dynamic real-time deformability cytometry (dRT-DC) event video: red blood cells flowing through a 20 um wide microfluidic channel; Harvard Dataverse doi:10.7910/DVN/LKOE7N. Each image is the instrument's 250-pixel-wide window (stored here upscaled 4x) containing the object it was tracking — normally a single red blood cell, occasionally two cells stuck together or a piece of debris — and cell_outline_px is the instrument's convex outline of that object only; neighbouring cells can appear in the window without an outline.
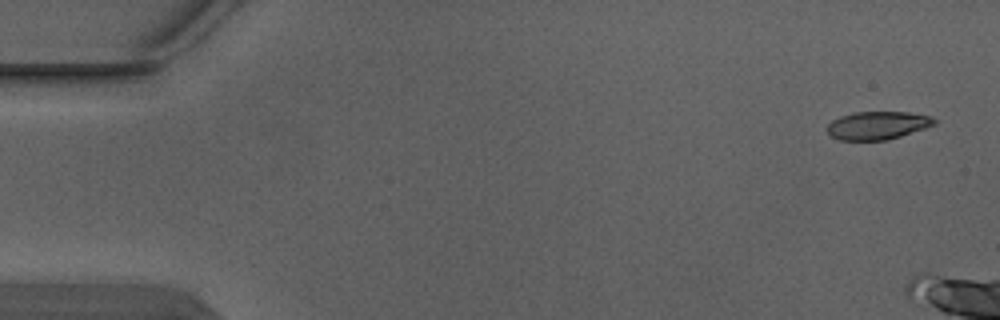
{"species": "Egyptian fruit bat (a non-hibernating species)", "species_latin": "Rousettus aegyptiacus", "temperature_condition": "warm", "stored_images_in_passage": 4, "camera_frame_rate_fps": 3000, "um_per_image_px": 0.085, "animal": {"sex": "male"}, "frame": {"image": 1, "passage_image": 1, "time_ms": 0.0, "image_size_px": [1000, 320], "cell_outline_px": [[936, 124], [888, 140], [840, 140], [832, 136], [828, 132], [828, 124], [832, 120], [840, 116], [856, 112], [908, 112], [932, 116], [936, 120]], "centroid_in_image_um": [74.6, 10.65], "position_along_channel_um": 10.4, "area_um2": 17.4}}